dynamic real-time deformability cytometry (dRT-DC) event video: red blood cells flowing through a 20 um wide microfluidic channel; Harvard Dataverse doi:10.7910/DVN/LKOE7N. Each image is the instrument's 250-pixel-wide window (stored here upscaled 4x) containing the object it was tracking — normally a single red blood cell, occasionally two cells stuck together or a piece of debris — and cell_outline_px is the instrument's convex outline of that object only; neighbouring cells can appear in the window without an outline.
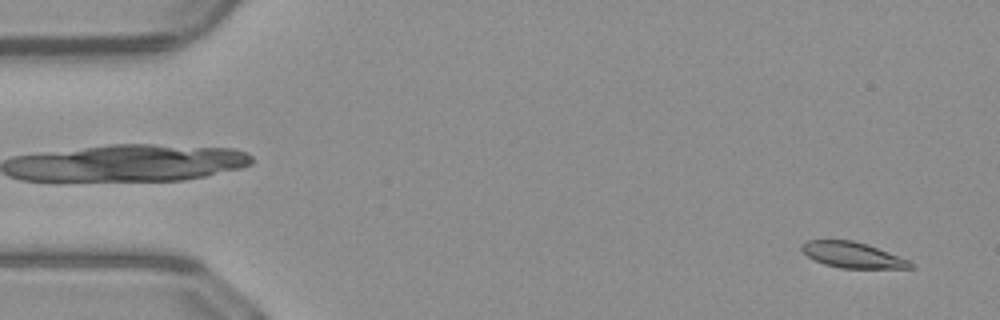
{"species": "common noctule bat (a hibernating species)", "species_latin": "Nyctalus noctula", "temperature_condition": "warm", "stored_images_in_passage": 50, "camera_frame_rate_fps": 3000, "um_per_image_px": 0.085, "animal": {"sex": "male", "body_mass_g": 23.1, "forearm_length_mm": 52.7}, "frame": {"image": 1, "passage_image": 2, "time_ms": 0.333, "image_size_px": [1000, 320], "cell_outline_px": [[916, 268], [840, 268], [824, 264], [808, 256], [800, 248], [800, 244], [808, 240], [852, 240], [868, 244], [908, 260], [916, 264]], "centroid_in_image_um": [72.48, 21.67], "position_along_channel_um": 12.5, "area_um2": 16.3}}
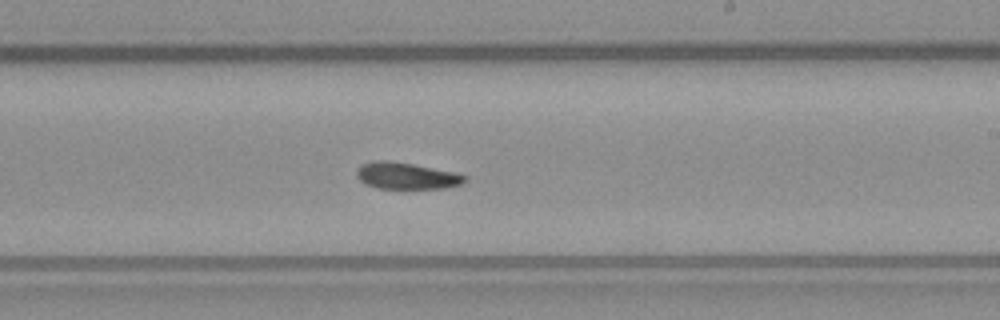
{"frame": {"image": 2, "passage_image": 29, "time_ms": 9.333, "image_size_px": [1000, 320], "cell_outline_px": [[468, 180], [460, 184], [444, 188], [376, 188], [364, 184], [356, 176], [356, 172], [364, 164], [372, 160], [388, 160], [412, 164], [456, 172], [468, 176]], "centroid_in_image_um": [34.56, 14.94], "position_along_channel_um": 254.4, "area_um2": 16.76}}
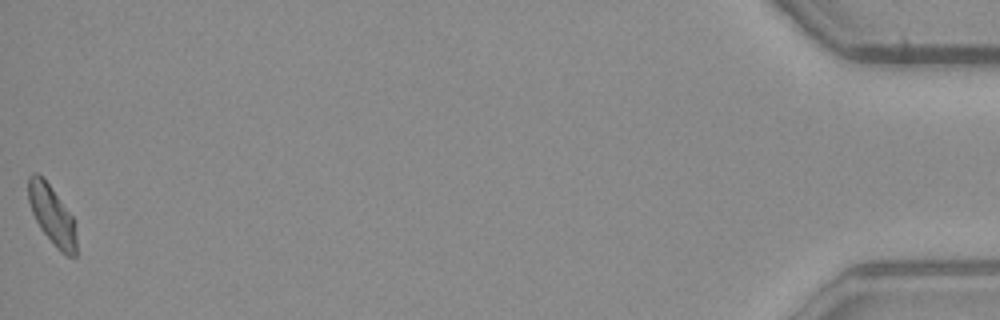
{"frame": {"image": 3, "passage_image": 50, "time_ms": 16.333, "image_size_px": [1000, 320], "cell_outline_px": [[76, 256], [64, 256], [56, 248], [40, 228], [32, 212], [28, 200], [28, 176], [32, 172], [36, 172], [52, 188], [72, 216], [76, 240]], "centroid_in_image_um": [4.4, 18.3], "position_along_channel_um": 430.8, "area_um2": 16.36}, "authors_computed_cell_mechanics": {"area_um2": 16.9354, "velocity_mm_per_s": 4.0436, "shape_relaxation_time_tau1_ms": 4.1316, "shape_relaxation_time_tau2_ms": 1.9955, "deformation_change_tau1": 0.114, "deformation_change_tau2": 0.0734}}